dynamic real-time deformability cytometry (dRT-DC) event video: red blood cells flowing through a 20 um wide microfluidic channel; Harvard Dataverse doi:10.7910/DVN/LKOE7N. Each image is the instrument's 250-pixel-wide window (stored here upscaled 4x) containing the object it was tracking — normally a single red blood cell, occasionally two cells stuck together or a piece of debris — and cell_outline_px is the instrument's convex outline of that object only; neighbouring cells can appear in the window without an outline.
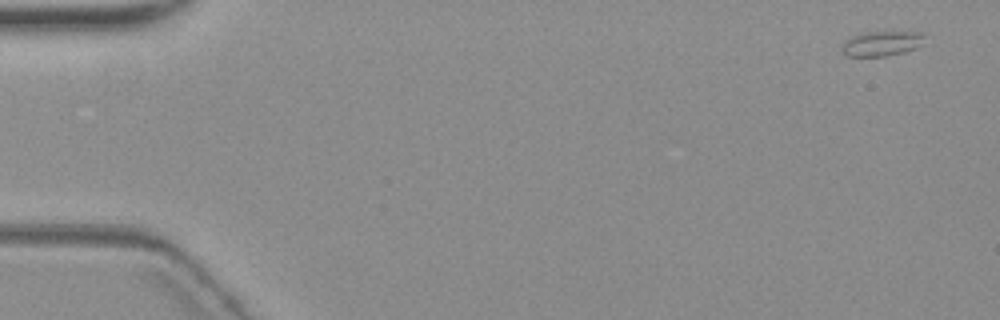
{"species": "common noctule bat (a hibernating species)", "species_latin": "Nyctalus noctula", "temperature_condition": "warm", "stored_images_in_passage": 4, "camera_frame_rate_fps": 3000, "um_per_image_px": 0.085, "animal": {"sex": "female", "body_mass_g": 19.3, "forearm_length_mm": 54.1}, "frame": {"image": 1, "passage_image": 1, "time_ms": 0.0, "image_size_px": [1000, 320], "cell_outline_px": [[924, 36], [916, 48], [904, 52], [884, 56], [848, 56], [840, 48], [844, 40], [860, 32], [920, 32]], "centroid_in_image_um": [74.86, 3.69], "position_along_channel_um": 10.1, "area_um2": 11.85}}
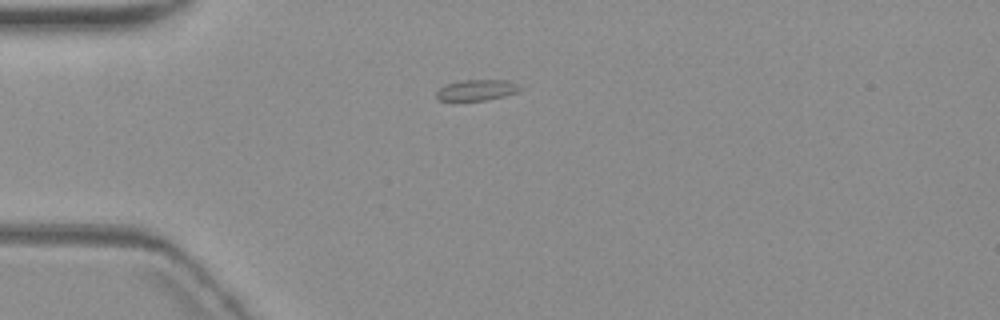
{"frame": {"image": 2, "passage_image": 4, "time_ms": 4.333, "image_size_px": [1000, 320], "cell_outline_px": [[524, 88], [516, 92], [504, 96], [488, 100], [452, 104], [436, 100], [436, 92], [444, 84], [460, 80], [508, 80], [520, 84]], "centroid_in_image_um": [40.44, 7.71], "position_along_channel_um": 44.6, "area_um2": 11.1}}